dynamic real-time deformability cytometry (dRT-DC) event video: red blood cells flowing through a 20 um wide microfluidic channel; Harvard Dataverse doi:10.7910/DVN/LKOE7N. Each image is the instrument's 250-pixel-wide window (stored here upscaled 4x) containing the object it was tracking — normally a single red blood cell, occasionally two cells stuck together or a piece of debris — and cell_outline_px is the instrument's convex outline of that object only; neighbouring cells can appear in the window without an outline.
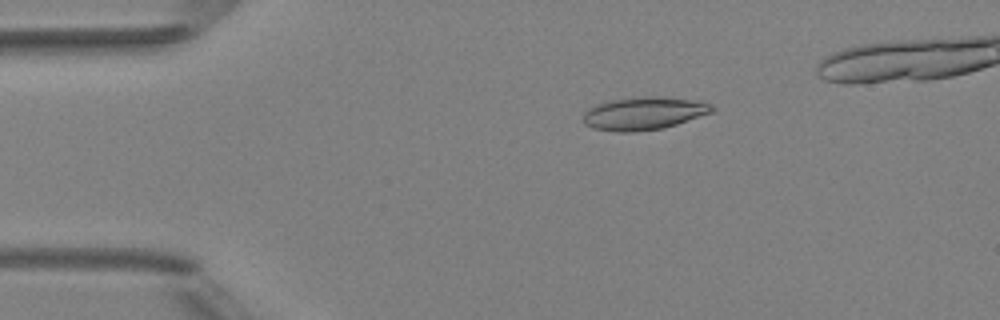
{"species": "Egyptian fruit bat (a non-hibernating species)", "species_latin": "Rousettus aegyptiacus", "temperature_condition": "room temperature", "stored_images_in_passage": 6, "camera_frame_rate_fps": 3000, "um_per_image_px": 0.085, "animal": {"sex": "female"}, "frame": {"image": 1, "passage_image": 3, "time_ms": 2.333, "image_size_px": [1000, 320], "cell_outline_px": [[716, 108], [712, 112], [664, 128], [636, 132], [616, 132], [592, 128], [584, 124], [584, 112], [588, 108], [596, 104], [612, 100], [644, 96], [656, 96], [700, 100], [712, 104]], "centroid_in_image_um": [54.74, 9.63], "position_along_channel_um": 30.3, "area_um2": 24.85}}